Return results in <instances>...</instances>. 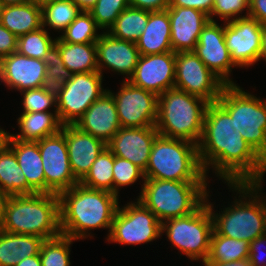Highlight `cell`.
<instances>
[{
	"mask_svg": "<svg viewBox=\"0 0 266 266\" xmlns=\"http://www.w3.org/2000/svg\"><path fill=\"white\" fill-rule=\"evenodd\" d=\"M213 221L206 201L194 212L183 217L172 218L161 223V234L190 261L207 260Z\"/></svg>",
	"mask_w": 266,
	"mask_h": 266,
	"instance_id": "cell-9",
	"label": "cell"
},
{
	"mask_svg": "<svg viewBox=\"0 0 266 266\" xmlns=\"http://www.w3.org/2000/svg\"><path fill=\"white\" fill-rule=\"evenodd\" d=\"M217 102L230 114L243 139L266 161V100L226 85Z\"/></svg>",
	"mask_w": 266,
	"mask_h": 266,
	"instance_id": "cell-8",
	"label": "cell"
},
{
	"mask_svg": "<svg viewBox=\"0 0 266 266\" xmlns=\"http://www.w3.org/2000/svg\"><path fill=\"white\" fill-rule=\"evenodd\" d=\"M158 135L155 126L121 127L107 143V148L114 156L129 160L145 171L152 145Z\"/></svg>",
	"mask_w": 266,
	"mask_h": 266,
	"instance_id": "cell-18",
	"label": "cell"
},
{
	"mask_svg": "<svg viewBox=\"0 0 266 266\" xmlns=\"http://www.w3.org/2000/svg\"><path fill=\"white\" fill-rule=\"evenodd\" d=\"M121 127L141 128L155 126L157 120L158 96L153 92L123 81L118 93H113Z\"/></svg>",
	"mask_w": 266,
	"mask_h": 266,
	"instance_id": "cell-13",
	"label": "cell"
},
{
	"mask_svg": "<svg viewBox=\"0 0 266 266\" xmlns=\"http://www.w3.org/2000/svg\"><path fill=\"white\" fill-rule=\"evenodd\" d=\"M42 26L64 31L82 11L72 0H49L41 4Z\"/></svg>",
	"mask_w": 266,
	"mask_h": 266,
	"instance_id": "cell-32",
	"label": "cell"
},
{
	"mask_svg": "<svg viewBox=\"0 0 266 266\" xmlns=\"http://www.w3.org/2000/svg\"><path fill=\"white\" fill-rule=\"evenodd\" d=\"M129 6L149 12L166 10L170 0H128Z\"/></svg>",
	"mask_w": 266,
	"mask_h": 266,
	"instance_id": "cell-46",
	"label": "cell"
},
{
	"mask_svg": "<svg viewBox=\"0 0 266 266\" xmlns=\"http://www.w3.org/2000/svg\"><path fill=\"white\" fill-rule=\"evenodd\" d=\"M46 30L41 27L17 38V52L30 58L43 60L49 49L55 44Z\"/></svg>",
	"mask_w": 266,
	"mask_h": 266,
	"instance_id": "cell-37",
	"label": "cell"
},
{
	"mask_svg": "<svg viewBox=\"0 0 266 266\" xmlns=\"http://www.w3.org/2000/svg\"><path fill=\"white\" fill-rule=\"evenodd\" d=\"M235 191L232 205L223 211L214 213V204L209 202V190L206 203L213 221L212 234H219L233 239L251 242L266 233V196L262 183H227ZM258 194V195H257Z\"/></svg>",
	"mask_w": 266,
	"mask_h": 266,
	"instance_id": "cell-3",
	"label": "cell"
},
{
	"mask_svg": "<svg viewBox=\"0 0 266 266\" xmlns=\"http://www.w3.org/2000/svg\"><path fill=\"white\" fill-rule=\"evenodd\" d=\"M61 131L65 135L72 172L75 179L80 182L107 144L81 131L75 125H62Z\"/></svg>",
	"mask_w": 266,
	"mask_h": 266,
	"instance_id": "cell-21",
	"label": "cell"
},
{
	"mask_svg": "<svg viewBox=\"0 0 266 266\" xmlns=\"http://www.w3.org/2000/svg\"><path fill=\"white\" fill-rule=\"evenodd\" d=\"M46 75L43 60L30 58L17 51L0 60V81L9 89L23 91L41 88Z\"/></svg>",
	"mask_w": 266,
	"mask_h": 266,
	"instance_id": "cell-20",
	"label": "cell"
},
{
	"mask_svg": "<svg viewBox=\"0 0 266 266\" xmlns=\"http://www.w3.org/2000/svg\"><path fill=\"white\" fill-rule=\"evenodd\" d=\"M0 229L45 240L60 236L59 196L53 193L9 196Z\"/></svg>",
	"mask_w": 266,
	"mask_h": 266,
	"instance_id": "cell-4",
	"label": "cell"
},
{
	"mask_svg": "<svg viewBox=\"0 0 266 266\" xmlns=\"http://www.w3.org/2000/svg\"><path fill=\"white\" fill-rule=\"evenodd\" d=\"M55 45L65 67L73 74L98 71L96 43H68L57 37Z\"/></svg>",
	"mask_w": 266,
	"mask_h": 266,
	"instance_id": "cell-30",
	"label": "cell"
},
{
	"mask_svg": "<svg viewBox=\"0 0 266 266\" xmlns=\"http://www.w3.org/2000/svg\"><path fill=\"white\" fill-rule=\"evenodd\" d=\"M262 59L266 62V25H263L262 27L261 49L258 61Z\"/></svg>",
	"mask_w": 266,
	"mask_h": 266,
	"instance_id": "cell-50",
	"label": "cell"
},
{
	"mask_svg": "<svg viewBox=\"0 0 266 266\" xmlns=\"http://www.w3.org/2000/svg\"><path fill=\"white\" fill-rule=\"evenodd\" d=\"M138 200L163 223L196 211L206 200L209 181L145 179Z\"/></svg>",
	"mask_w": 266,
	"mask_h": 266,
	"instance_id": "cell-5",
	"label": "cell"
},
{
	"mask_svg": "<svg viewBox=\"0 0 266 266\" xmlns=\"http://www.w3.org/2000/svg\"><path fill=\"white\" fill-rule=\"evenodd\" d=\"M98 29L100 30L91 14L88 11H81L58 37L68 43H96L101 35Z\"/></svg>",
	"mask_w": 266,
	"mask_h": 266,
	"instance_id": "cell-36",
	"label": "cell"
},
{
	"mask_svg": "<svg viewBox=\"0 0 266 266\" xmlns=\"http://www.w3.org/2000/svg\"><path fill=\"white\" fill-rule=\"evenodd\" d=\"M44 238L14 234L0 229V266H15L26 257L40 254Z\"/></svg>",
	"mask_w": 266,
	"mask_h": 266,
	"instance_id": "cell-27",
	"label": "cell"
},
{
	"mask_svg": "<svg viewBox=\"0 0 266 266\" xmlns=\"http://www.w3.org/2000/svg\"><path fill=\"white\" fill-rule=\"evenodd\" d=\"M199 160L208 177L210 167L225 183H263L266 161L248 144L230 114L218 103L208 104Z\"/></svg>",
	"mask_w": 266,
	"mask_h": 266,
	"instance_id": "cell-1",
	"label": "cell"
},
{
	"mask_svg": "<svg viewBox=\"0 0 266 266\" xmlns=\"http://www.w3.org/2000/svg\"><path fill=\"white\" fill-rule=\"evenodd\" d=\"M171 29L168 8L162 11H148V22L136 42L140 55H154L171 52Z\"/></svg>",
	"mask_w": 266,
	"mask_h": 266,
	"instance_id": "cell-25",
	"label": "cell"
},
{
	"mask_svg": "<svg viewBox=\"0 0 266 266\" xmlns=\"http://www.w3.org/2000/svg\"><path fill=\"white\" fill-rule=\"evenodd\" d=\"M114 154L106 147L79 182L85 187L113 193Z\"/></svg>",
	"mask_w": 266,
	"mask_h": 266,
	"instance_id": "cell-35",
	"label": "cell"
},
{
	"mask_svg": "<svg viewBox=\"0 0 266 266\" xmlns=\"http://www.w3.org/2000/svg\"><path fill=\"white\" fill-rule=\"evenodd\" d=\"M250 243L212 234L210 238V252L205 262H232L249 258Z\"/></svg>",
	"mask_w": 266,
	"mask_h": 266,
	"instance_id": "cell-34",
	"label": "cell"
},
{
	"mask_svg": "<svg viewBox=\"0 0 266 266\" xmlns=\"http://www.w3.org/2000/svg\"><path fill=\"white\" fill-rule=\"evenodd\" d=\"M72 1H74L82 11H89V9H91L97 2V0H72Z\"/></svg>",
	"mask_w": 266,
	"mask_h": 266,
	"instance_id": "cell-51",
	"label": "cell"
},
{
	"mask_svg": "<svg viewBox=\"0 0 266 266\" xmlns=\"http://www.w3.org/2000/svg\"><path fill=\"white\" fill-rule=\"evenodd\" d=\"M0 23L16 37L35 31L43 27L41 5L27 1L4 6Z\"/></svg>",
	"mask_w": 266,
	"mask_h": 266,
	"instance_id": "cell-28",
	"label": "cell"
},
{
	"mask_svg": "<svg viewBox=\"0 0 266 266\" xmlns=\"http://www.w3.org/2000/svg\"><path fill=\"white\" fill-rule=\"evenodd\" d=\"M8 197V195H6L4 192H2V190H0V227L4 219L5 205Z\"/></svg>",
	"mask_w": 266,
	"mask_h": 266,
	"instance_id": "cell-52",
	"label": "cell"
},
{
	"mask_svg": "<svg viewBox=\"0 0 266 266\" xmlns=\"http://www.w3.org/2000/svg\"><path fill=\"white\" fill-rule=\"evenodd\" d=\"M23 95V112H45L51 107H57V101L42 88L27 89L20 92Z\"/></svg>",
	"mask_w": 266,
	"mask_h": 266,
	"instance_id": "cell-42",
	"label": "cell"
},
{
	"mask_svg": "<svg viewBox=\"0 0 266 266\" xmlns=\"http://www.w3.org/2000/svg\"><path fill=\"white\" fill-rule=\"evenodd\" d=\"M75 126L107 144L121 128L112 94L108 90L104 92L84 112Z\"/></svg>",
	"mask_w": 266,
	"mask_h": 266,
	"instance_id": "cell-23",
	"label": "cell"
},
{
	"mask_svg": "<svg viewBox=\"0 0 266 266\" xmlns=\"http://www.w3.org/2000/svg\"><path fill=\"white\" fill-rule=\"evenodd\" d=\"M264 245H266V233L260 235L259 237L250 242L248 259L251 262L252 266H266V261H265L266 254L265 253L263 254L261 250V248H263Z\"/></svg>",
	"mask_w": 266,
	"mask_h": 266,
	"instance_id": "cell-43",
	"label": "cell"
},
{
	"mask_svg": "<svg viewBox=\"0 0 266 266\" xmlns=\"http://www.w3.org/2000/svg\"><path fill=\"white\" fill-rule=\"evenodd\" d=\"M199 59L226 85H236L230 78L232 67H237L231 60L224 37V24L209 20L202 28L198 43L193 51Z\"/></svg>",
	"mask_w": 266,
	"mask_h": 266,
	"instance_id": "cell-16",
	"label": "cell"
},
{
	"mask_svg": "<svg viewBox=\"0 0 266 266\" xmlns=\"http://www.w3.org/2000/svg\"><path fill=\"white\" fill-rule=\"evenodd\" d=\"M15 266H41L40 254L26 257L19 261Z\"/></svg>",
	"mask_w": 266,
	"mask_h": 266,
	"instance_id": "cell-49",
	"label": "cell"
},
{
	"mask_svg": "<svg viewBox=\"0 0 266 266\" xmlns=\"http://www.w3.org/2000/svg\"><path fill=\"white\" fill-rule=\"evenodd\" d=\"M263 25L249 16L224 22V37L231 60L237 67L258 62Z\"/></svg>",
	"mask_w": 266,
	"mask_h": 266,
	"instance_id": "cell-15",
	"label": "cell"
},
{
	"mask_svg": "<svg viewBox=\"0 0 266 266\" xmlns=\"http://www.w3.org/2000/svg\"><path fill=\"white\" fill-rule=\"evenodd\" d=\"M107 236L108 242L122 245L150 243L162 236L161 222L137 199L118 206Z\"/></svg>",
	"mask_w": 266,
	"mask_h": 266,
	"instance_id": "cell-10",
	"label": "cell"
},
{
	"mask_svg": "<svg viewBox=\"0 0 266 266\" xmlns=\"http://www.w3.org/2000/svg\"><path fill=\"white\" fill-rule=\"evenodd\" d=\"M0 190L8 196L36 194L27 184L13 150L6 143L0 149Z\"/></svg>",
	"mask_w": 266,
	"mask_h": 266,
	"instance_id": "cell-29",
	"label": "cell"
},
{
	"mask_svg": "<svg viewBox=\"0 0 266 266\" xmlns=\"http://www.w3.org/2000/svg\"><path fill=\"white\" fill-rule=\"evenodd\" d=\"M168 15L173 52L194 51L209 16L190 7H168Z\"/></svg>",
	"mask_w": 266,
	"mask_h": 266,
	"instance_id": "cell-22",
	"label": "cell"
},
{
	"mask_svg": "<svg viewBox=\"0 0 266 266\" xmlns=\"http://www.w3.org/2000/svg\"><path fill=\"white\" fill-rule=\"evenodd\" d=\"M103 74L99 71L74 73L65 81L57 101V115L62 125H75L84 112L107 89L102 86Z\"/></svg>",
	"mask_w": 266,
	"mask_h": 266,
	"instance_id": "cell-11",
	"label": "cell"
},
{
	"mask_svg": "<svg viewBox=\"0 0 266 266\" xmlns=\"http://www.w3.org/2000/svg\"><path fill=\"white\" fill-rule=\"evenodd\" d=\"M145 181L144 171L130 162L121 157L114 156L113 166V194H119V188L124 186H130L134 184L138 179Z\"/></svg>",
	"mask_w": 266,
	"mask_h": 266,
	"instance_id": "cell-40",
	"label": "cell"
},
{
	"mask_svg": "<svg viewBox=\"0 0 266 266\" xmlns=\"http://www.w3.org/2000/svg\"><path fill=\"white\" fill-rule=\"evenodd\" d=\"M28 2L37 3V4H43L49 0H27Z\"/></svg>",
	"mask_w": 266,
	"mask_h": 266,
	"instance_id": "cell-55",
	"label": "cell"
},
{
	"mask_svg": "<svg viewBox=\"0 0 266 266\" xmlns=\"http://www.w3.org/2000/svg\"><path fill=\"white\" fill-rule=\"evenodd\" d=\"M96 46L98 71L102 74V70L108 68L114 73L125 75L123 80L128 81L141 56L136 43L114 38L103 31Z\"/></svg>",
	"mask_w": 266,
	"mask_h": 266,
	"instance_id": "cell-19",
	"label": "cell"
},
{
	"mask_svg": "<svg viewBox=\"0 0 266 266\" xmlns=\"http://www.w3.org/2000/svg\"><path fill=\"white\" fill-rule=\"evenodd\" d=\"M43 61L46 64V75L41 88L57 99L60 96L65 81L69 80L73 73L65 67L60 56V50L55 44L44 56Z\"/></svg>",
	"mask_w": 266,
	"mask_h": 266,
	"instance_id": "cell-33",
	"label": "cell"
},
{
	"mask_svg": "<svg viewBox=\"0 0 266 266\" xmlns=\"http://www.w3.org/2000/svg\"><path fill=\"white\" fill-rule=\"evenodd\" d=\"M208 102L172 88L158 96L155 128L159 135L199 144Z\"/></svg>",
	"mask_w": 266,
	"mask_h": 266,
	"instance_id": "cell-6",
	"label": "cell"
},
{
	"mask_svg": "<svg viewBox=\"0 0 266 266\" xmlns=\"http://www.w3.org/2000/svg\"><path fill=\"white\" fill-rule=\"evenodd\" d=\"M147 22L148 11L129 6L117 17L107 33L114 38L136 43L144 32Z\"/></svg>",
	"mask_w": 266,
	"mask_h": 266,
	"instance_id": "cell-31",
	"label": "cell"
},
{
	"mask_svg": "<svg viewBox=\"0 0 266 266\" xmlns=\"http://www.w3.org/2000/svg\"><path fill=\"white\" fill-rule=\"evenodd\" d=\"M4 6L5 5L0 1V20H1V15H2V12H3Z\"/></svg>",
	"mask_w": 266,
	"mask_h": 266,
	"instance_id": "cell-56",
	"label": "cell"
},
{
	"mask_svg": "<svg viewBox=\"0 0 266 266\" xmlns=\"http://www.w3.org/2000/svg\"><path fill=\"white\" fill-rule=\"evenodd\" d=\"M20 133L10 134L13 139L22 141H38L58 133L62 124L57 115V109L45 112H21L17 119Z\"/></svg>",
	"mask_w": 266,
	"mask_h": 266,
	"instance_id": "cell-26",
	"label": "cell"
},
{
	"mask_svg": "<svg viewBox=\"0 0 266 266\" xmlns=\"http://www.w3.org/2000/svg\"><path fill=\"white\" fill-rule=\"evenodd\" d=\"M61 234L86 239L92 229H109L119 206V196L78 183L59 195Z\"/></svg>",
	"mask_w": 266,
	"mask_h": 266,
	"instance_id": "cell-2",
	"label": "cell"
},
{
	"mask_svg": "<svg viewBox=\"0 0 266 266\" xmlns=\"http://www.w3.org/2000/svg\"><path fill=\"white\" fill-rule=\"evenodd\" d=\"M6 144L13 150L29 187L36 194H45V174L38 142L13 139L8 133Z\"/></svg>",
	"mask_w": 266,
	"mask_h": 266,
	"instance_id": "cell-24",
	"label": "cell"
},
{
	"mask_svg": "<svg viewBox=\"0 0 266 266\" xmlns=\"http://www.w3.org/2000/svg\"><path fill=\"white\" fill-rule=\"evenodd\" d=\"M17 38L0 23V60L17 51Z\"/></svg>",
	"mask_w": 266,
	"mask_h": 266,
	"instance_id": "cell-44",
	"label": "cell"
},
{
	"mask_svg": "<svg viewBox=\"0 0 266 266\" xmlns=\"http://www.w3.org/2000/svg\"><path fill=\"white\" fill-rule=\"evenodd\" d=\"M9 132L5 131L4 129L0 128V149L6 143L7 135Z\"/></svg>",
	"mask_w": 266,
	"mask_h": 266,
	"instance_id": "cell-54",
	"label": "cell"
},
{
	"mask_svg": "<svg viewBox=\"0 0 266 266\" xmlns=\"http://www.w3.org/2000/svg\"><path fill=\"white\" fill-rule=\"evenodd\" d=\"M37 142L45 174V194L59 195L78 184L70 166L64 133L60 130Z\"/></svg>",
	"mask_w": 266,
	"mask_h": 266,
	"instance_id": "cell-14",
	"label": "cell"
},
{
	"mask_svg": "<svg viewBox=\"0 0 266 266\" xmlns=\"http://www.w3.org/2000/svg\"><path fill=\"white\" fill-rule=\"evenodd\" d=\"M5 6L18 5L26 3L27 0H0Z\"/></svg>",
	"mask_w": 266,
	"mask_h": 266,
	"instance_id": "cell-53",
	"label": "cell"
},
{
	"mask_svg": "<svg viewBox=\"0 0 266 266\" xmlns=\"http://www.w3.org/2000/svg\"><path fill=\"white\" fill-rule=\"evenodd\" d=\"M242 16V12L246 11ZM249 12V0H214L212 13L209 20L215 21L213 17L218 16L221 21H232L238 18L247 17ZM241 14V16H240Z\"/></svg>",
	"mask_w": 266,
	"mask_h": 266,
	"instance_id": "cell-41",
	"label": "cell"
},
{
	"mask_svg": "<svg viewBox=\"0 0 266 266\" xmlns=\"http://www.w3.org/2000/svg\"><path fill=\"white\" fill-rule=\"evenodd\" d=\"M128 81L134 86L153 92L157 96L174 88L175 52L141 55L134 73Z\"/></svg>",
	"mask_w": 266,
	"mask_h": 266,
	"instance_id": "cell-17",
	"label": "cell"
},
{
	"mask_svg": "<svg viewBox=\"0 0 266 266\" xmlns=\"http://www.w3.org/2000/svg\"><path fill=\"white\" fill-rule=\"evenodd\" d=\"M204 266H252L248 258L243 260H235L232 262H204Z\"/></svg>",
	"mask_w": 266,
	"mask_h": 266,
	"instance_id": "cell-48",
	"label": "cell"
},
{
	"mask_svg": "<svg viewBox=\"0 0 266 266\" xmlns=\"http://www.w3.org/2000/svg\"><path fill=\"white\" fill-rule=\"evenodd\" d=\"M214 6V0H170L169 7H190L204 12L210 16Z\"/></svg>",
	"mask_w": 266,
	"mask_h": 266,
	"instance_id": "cell-45",
	"label": "cell"
},
{
	"mask_svg": "<svg viewBox=\"0 0 266 266\" xmlns=\"http://www.w3.org/2000/svg\"><path fill=\"white\" fill-rule=\"evenodd\" d=\"M225 86L193 51L175 53L174 88L200 97L210 104L217 102Z\"/></svg>",
	"mask_w": 266,
	"mask_h": 266,
	"instance_id": "cell-12",
	"label": "cell"
},
{
	"mask_svg": "<svg viewBox=\"0 0 266 266\" xmlns=\"http://www.w3.org/2000/svg\"><path fill=\"white\" fill-rule=\"evenodd\" d=\"M73 241L62 234L45 240L40 249L41 266H70V245Z\"/></svg>",
	"mask_w": 266,
	"mask_h": 266,
	"instance_id": "cell-38",
	"label": "cell"
},
{
	"mask_svg": "<svg viewBox=\"0 0 266 266\" xmlns=\"http://www.w3.org/2000/svg\"><path fill=\"white\" fill-rule=\"evenodd\" d=\"M145 179L208 181L199 160L198 145L158 135L144 171Z\"/></svg>",
	"mask_w": 266,
	"mask_h": 266,
	"instance_id": "cell-7",
	"label": "cell"
},
{
	"mask_svg": "<svg viewBox=\"0 0 266 266\" xmlns=\"http://www.w3.org/2000/svg\"><path fill=\"white\" fill-rule=\"evenodd\" d=\"M248 16L266 25V0H249Z\"/></svg>",
	"mask_w": 266,
	"mask_h": 266,
	"instance_id": "cell-47",
	"label": "cell"
},
{
	"mask_svg": "<svg viewBox=\"0 0 266 266\" xmlns=\"http://www.w3.org/2000/svg\"><path fill=\"white\" fill-rule=\"evenodd\" d=\"M128 7V0H97L88 12L100 30L104 29V32H107L117 17Z\"/></svg>",
	"mask_w": 266,
	"mask_h": 266,
	"instance_id": "cell-39",
	"label": "cell"
}]
</instances>
